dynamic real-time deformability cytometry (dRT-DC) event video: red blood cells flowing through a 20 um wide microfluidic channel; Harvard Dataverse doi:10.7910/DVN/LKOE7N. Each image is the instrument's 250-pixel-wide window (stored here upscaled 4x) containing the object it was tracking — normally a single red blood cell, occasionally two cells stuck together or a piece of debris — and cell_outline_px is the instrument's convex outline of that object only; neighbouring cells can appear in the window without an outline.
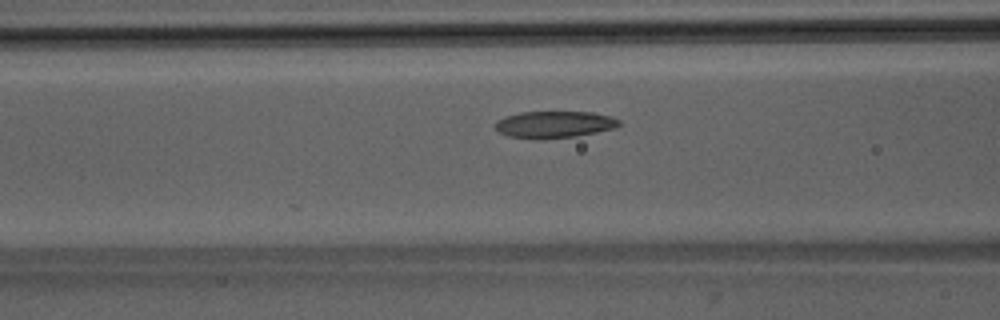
{"species": "Egyptian fruit bat (a non-hibernating species)", "species_latin": "Rousettus aegyptiacus", "temperature_condition": "room temperature", "stored_images_in_passage": 46, "camera_frame_rate_fps": 3000, "um_per_image_px": 0.085, "animal": {"sex": "male"}, "frame": {"image": 1, "passage_image": 15, "time_ms": 4.667, "image_size_px": [1000, 320], "cell_outline_px": [[620, 124], [616, 128], [576, 136], [536, 140], [508, 136], [500, 132], [492, 124], [496, 120], [504, 116], [520, 112], [592, 112], [612, 116], [620, 120]], "centroid_in_image_um": [47.09, 10.58], "position_along_channel_um": 119.5, "area_um2": 19.65}}
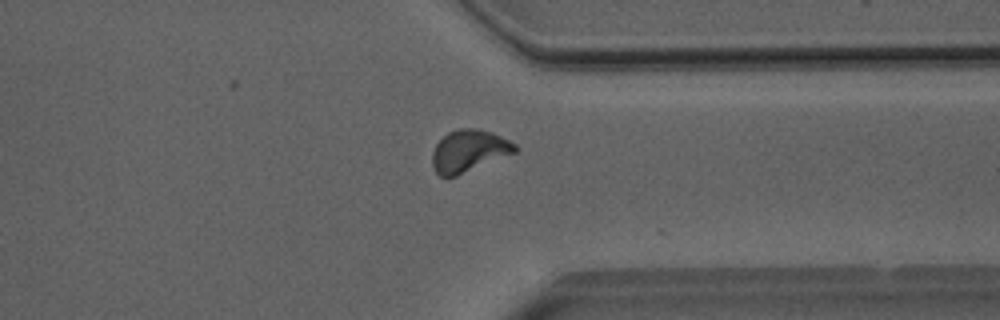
{"frame": {"image": 2, "passage_image": 34, "time_ms": 11.0, "image_size_px": [1000, 320], "cell_outline_px": [[520, 148], [516, 152], [456, 176], [440, 176], [436, 172], [432, 164], [432, 152], [436, 144], [448, 132], [460, 128], [476, 128], [492, 132], [516, 144]], "centroid_in_image_um": [39.86, 12.82], "position_along_channel_um": 371.5, "area_um2": 20.17}}
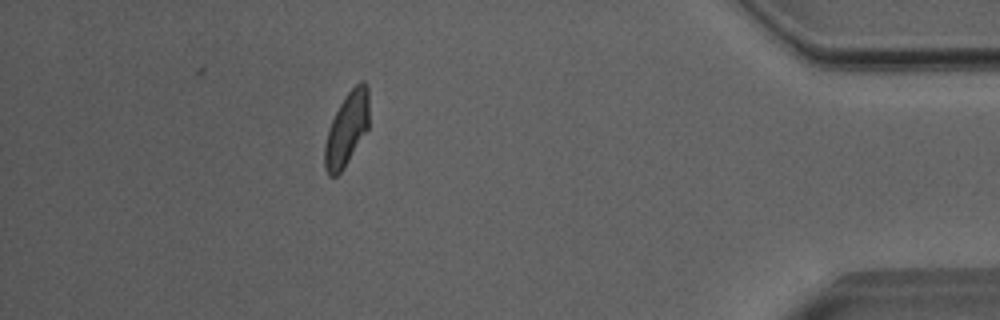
{"frame": {"image": 3, "passage_image": 40, "time_ms": 13.0, "image_size_px": [1000, 320], "cell_outline_px": [[368, 128], [348, 160], [340, 172], [336, 176], [328, 176], [324, 168], [324, 144], [328, 128], [340, 104], [348, 92], [360, 80], [364, 80], [368, 84]], "centroid_in_image_um": [29.46, 10.95], "position_along_channel_um": 405.7, "area_um2": 18.79}, "authors_computed_cell_mechanics": {"area_um2": 19.5653, "velocity_mm_per_s": 4.005, "shape_relaxation_time_tau1_ms": 4.3955, "shape_relaxation_time_tau2_ms": 1.9261, "deformation_change_tau1": 0.1655, "deformation_change_tau2": 0.0745}}